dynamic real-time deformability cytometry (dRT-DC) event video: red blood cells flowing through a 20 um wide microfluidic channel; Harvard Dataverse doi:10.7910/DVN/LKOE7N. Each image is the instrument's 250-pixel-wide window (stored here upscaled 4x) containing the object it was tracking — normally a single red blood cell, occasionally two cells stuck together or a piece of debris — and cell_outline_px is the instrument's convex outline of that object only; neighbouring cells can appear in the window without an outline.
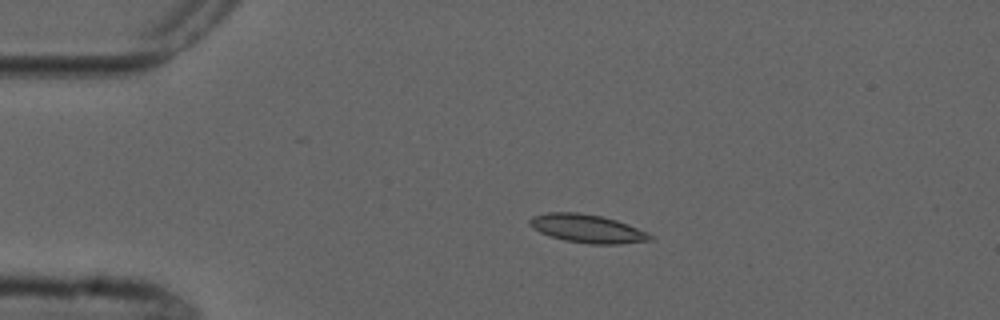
{"species": "common noctule bat (a hibernating species)", "species_latin": "Nyctalus noctula", "temperature_condition": "cold", "stored_images_in_passage": 2, "camera_frame_rate_fps": 3000, "um_per_image_px": 0.085, "animal": {"sex": "male", "forearm_length_mm": 52.5}, "frame": {"image": 1, "passage_image": 1, "time_ms": 0.0, "image_size_px": [1000, 320], "cell_outline_px": [[652, 240], [620, 244], [588, 244], [564, 240], [540, 232], [532, 228], [528, 224], [528, 220], [532, 216], [548, 212], [576, 212], [600, 216], [616, 220], [628, 224], [648, 232], [652, 236]], "centroid_in_image_um": [49.91, 19.43], "position_along_channel_um": 35.1, "area_um2": 19.88}}